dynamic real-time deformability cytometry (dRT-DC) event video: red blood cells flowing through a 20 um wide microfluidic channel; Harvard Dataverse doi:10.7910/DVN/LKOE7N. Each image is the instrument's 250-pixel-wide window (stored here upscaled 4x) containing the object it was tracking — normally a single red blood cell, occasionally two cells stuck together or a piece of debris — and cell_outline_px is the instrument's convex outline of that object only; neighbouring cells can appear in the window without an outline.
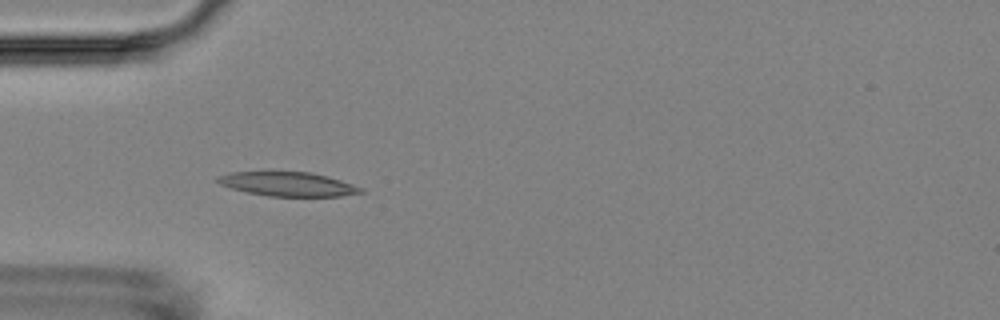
{"species": "Egyptian fruit bat (a non-hibernating species)", "species_latin": "Rousettus aegyptiacus", "temperature_condition": "room temperature", "stored_images_in_passage": 3, "camera_frame_rate_fps": 3000, "um_per_image_px": 0.085, "animal": {"sex": "female"}, "frame": {"image": 1, "passage_image": 2, "time_ms": 1.0, "image_size_px": [1000, 320], "cell_outline_px": [[364, 192], [340, 196], [268, 196], [248, 192], [232, 188], [220, 184], [216, 180], [216, 176], [232, 172], [268, 168], [308, 172], [328, 176], [364, 188]], "centroid_in_image_um": [24.39, 15.59], "position_along_channel_um": 60.6, "area_um2": 21.04}}
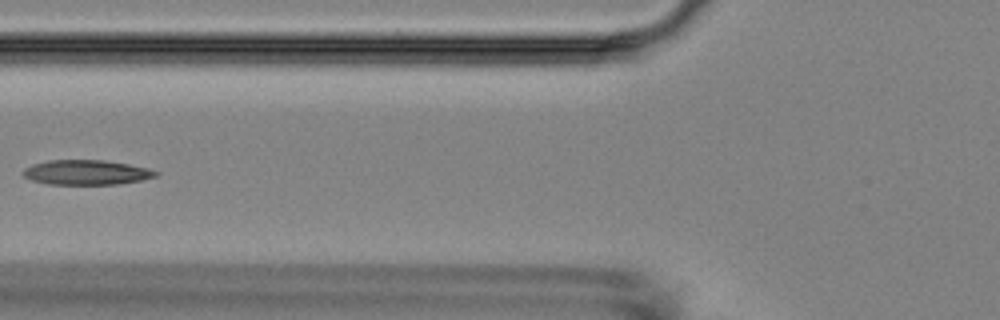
{"frame": {"image": 2, "passage_image": 3, "time_ms": 2.667, "image_size_px": [1000, 320], "cell_outline_px": [[160, 172], [156, 176], [140, 180], [116, 184], [48, 184], [32, 180], [24, 176], [20, 172], [24, 168], [32, 164], [48, 160], [104, 160], [128, 164], [148, 168]], "centroid_in_image_um": [7.31, 14.64], "position_along_channel_um": 118.5, "area_um2": 19.13}}